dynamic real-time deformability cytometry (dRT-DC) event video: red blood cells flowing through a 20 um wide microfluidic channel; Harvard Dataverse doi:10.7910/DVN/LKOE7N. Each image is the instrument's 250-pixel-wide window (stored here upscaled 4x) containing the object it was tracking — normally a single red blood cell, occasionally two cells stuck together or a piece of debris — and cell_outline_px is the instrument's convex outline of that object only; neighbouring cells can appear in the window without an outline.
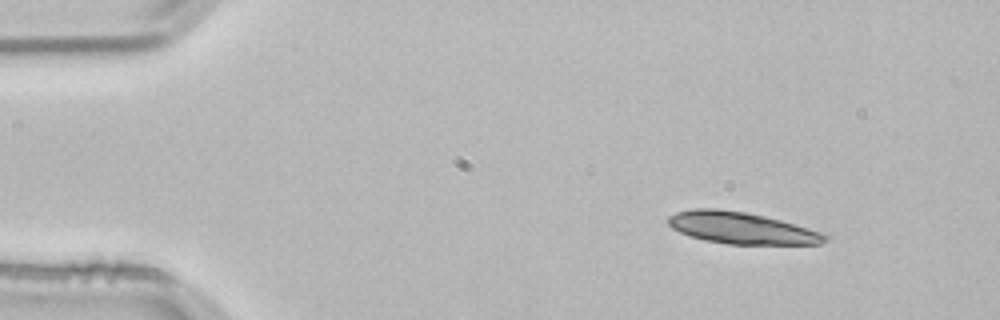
{"species": "common noctule bat (a hibernating species)", "species_latin": "Nyctalus noctula", "temperature_condition": "room temperature", "stored_images_in_passage": 31, "segment_of_instrument_passage": [1, 2], "camera_frame_rate_fps": 3000, "um_per_image_px": 0.085, "animal": {"sex": "male", "body_mass_g": 21.5, "forearm_length_mm": 52.0}, "frame": {"image": 1, "passage_image": 1, "time_ms": 0.0, "image_size_px": [1000, 320], "cell_outline_px": [[828, 240], [820, 244], [728, 244], [704, 240], [688, 236], [672, 228], [668, 224], [668, 216], [676, 212], [692, 208], [716, 208], [744, 212], [764, 216], [780, 220], [820, 232], [828, 236]], "centroid_in_image_um": [62.97, 19.38], "position_along_channel_um": 22.0, "area_um2": 28.84}}